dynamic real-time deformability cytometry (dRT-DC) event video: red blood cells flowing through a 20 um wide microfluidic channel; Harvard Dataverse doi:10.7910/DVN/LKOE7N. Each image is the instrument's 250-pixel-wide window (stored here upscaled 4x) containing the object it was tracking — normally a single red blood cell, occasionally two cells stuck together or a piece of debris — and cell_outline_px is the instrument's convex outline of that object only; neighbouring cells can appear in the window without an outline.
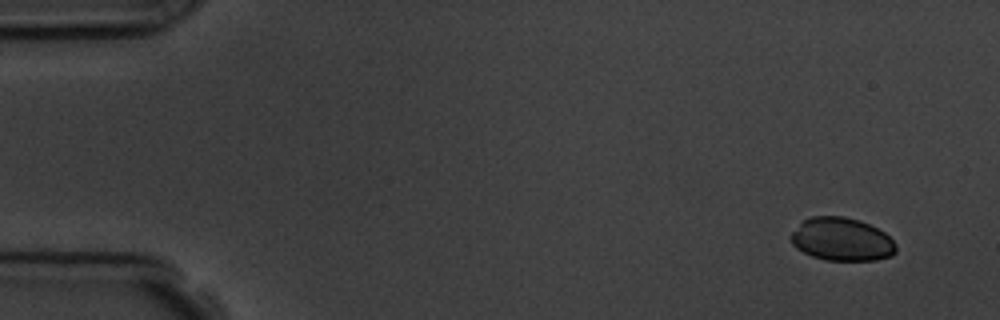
{"species": "common noctule bat (a hibernating species)", "species_latin": "Nyctalus noctula", "temperature_condition": "room temperature", "stored_images_in_passage": 9, "camera_frame_rate_fps": 3000, "um_per_image_px": 0.085, "animal": {"sex": "male", "body_mass_g": 19.5, "forearm_length_mm": 54.6}, "frame": {"image": 1, "passage_image": 1, "time_ms": 0.0, "image_size_px": [1000, 320], "cell_outline_px": [[896, 252], [892, 256], [876, 260], [824, 260], [812, 256], [796, 248], [792, 244], [788, 236], [804, 220], [812, 216], [844, 216], [860, 220], [884, 232], [896, 244]], "centroid_in_image_um": [71.54, 20.35], "position_along_channel_um": 13.5, "area_um2": 26.47}}